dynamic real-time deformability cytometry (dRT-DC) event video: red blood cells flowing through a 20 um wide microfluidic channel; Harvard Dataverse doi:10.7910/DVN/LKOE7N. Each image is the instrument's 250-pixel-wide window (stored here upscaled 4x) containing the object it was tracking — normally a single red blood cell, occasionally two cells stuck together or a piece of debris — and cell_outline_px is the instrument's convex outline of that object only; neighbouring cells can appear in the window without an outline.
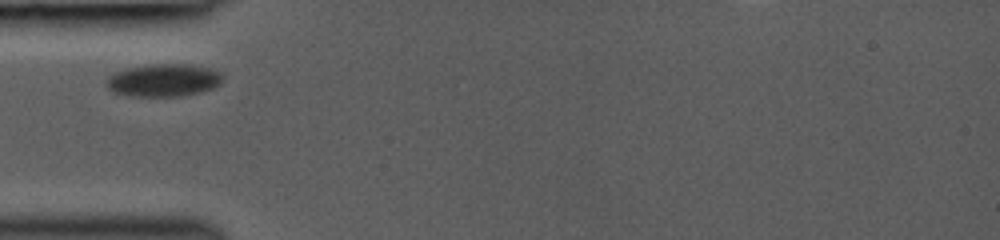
{"species": "common noctule bat (a hibernating species)", "species_latin": "Nyctalus noctula", "temperature_condition": "room temperature", "stored_images_in_passage": 4, "camera_frame_rate_fps": 3000, "um_per_image_px": 0.085, "animal": {"sex": "female", "body_mass_g": 19.0, "forearm_length_mm": 53.3}, "frame": {"image": 1, "passage_image": 1, "time_ms": 0.0, "image_size_px": [1000, 240], "cell_outline_px": [[224, 80], [220, 84], [212, 88], [200, 92], [180, 96], [132, 96], [112, 92], [108, 88], [108, 76], [116, 72], [128, 68], [152, 64], [188, 64], [208, 68], [220, 72]], "centroid_in_image_um": [13.93, 6.82], "position_along_channel_um": 71.1, "area_um2": 21.96}}
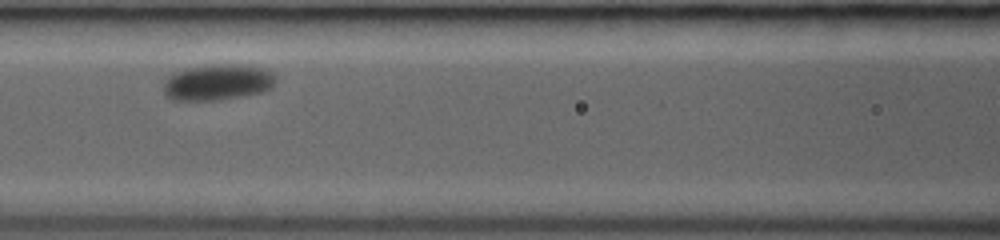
{"frame": {"image": 2, "passage_image": 3, "time_ms": 2.0, "image_size_px": [1000, 240], "cell_outline_px": [[276, 80], [272, 88], [264, 92], [244, 96], [220, 100], [172, 100], [164, 96], [164, 80], [168, 76], [184, 68], [208, 64], [232, 64], [264, 68], [272, 72], [276, 76]], "centroid_in_image_um": [18.5, 6.99], "position_along_channel_um": 148.1, "area_um2": 23.99}}